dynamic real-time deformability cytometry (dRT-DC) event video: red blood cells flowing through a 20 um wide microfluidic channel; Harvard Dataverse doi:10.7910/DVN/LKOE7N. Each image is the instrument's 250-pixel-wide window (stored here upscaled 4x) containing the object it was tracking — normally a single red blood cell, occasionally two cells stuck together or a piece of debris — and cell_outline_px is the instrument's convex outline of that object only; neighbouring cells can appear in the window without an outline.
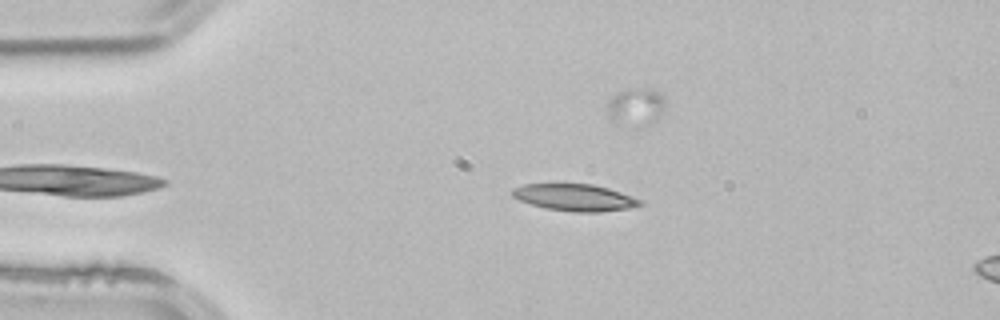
{"species": "common noctule bat (a hibernating species)", "species_latin": "Nyctalus noctula", "temperature_condition": "room temperature", "stored_images_in_passage": 6, "camera_frame_rate_fps": 3000, "um_per_image_px": 0.085, "animal": {"sex": "male", "body_mass_g": 21.5, "forearm_length_mm": 52.0}, "frame": {"image": 1, "passage_image": 1, "time_ms": 0.0, "image_size_px": [1000, 320], "cell_outline_px": [[644, 204], [628, 208], [600, 212], [572, 212], [544, 208], [520, 200], [512, 196], [512, 188], [524, 184], [592, 184], [608, 188], [644, 200]], "centroid_in_image_um": [48.88, 16.79], "position_along_channel_um": 36.1, "area_um2": 20.0}}